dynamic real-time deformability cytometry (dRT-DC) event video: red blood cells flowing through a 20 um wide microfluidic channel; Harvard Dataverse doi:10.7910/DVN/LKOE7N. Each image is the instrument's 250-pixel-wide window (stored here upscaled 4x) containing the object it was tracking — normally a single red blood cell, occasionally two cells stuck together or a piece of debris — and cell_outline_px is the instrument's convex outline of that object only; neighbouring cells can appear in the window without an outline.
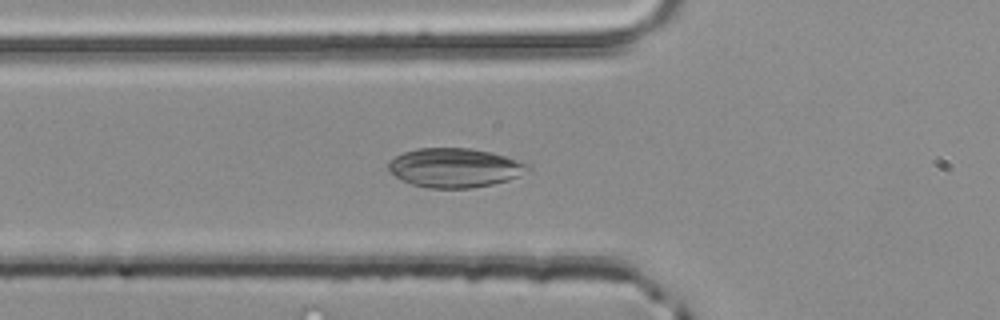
{"species": "common noctule bat (a hibernating species)", "species_latin": "Nyctalus noctula", "temperature_condition": "room temperature", "stored_images_in_passage": 13, "camera_frame_rate_fps": 3000, "um_per_image_px": 0.085, "animal": {"sex": "male", "body_mass_g": 20.4}, "frame": {"image": 1, "passage_image": 3, "time_ms": 0.667, "image_size_px": [1000, 320], "cell_outline_px": [[532, 168], [508, 180], [492, 184], [472, 188], [428, 188], [412, 184], [388, 172], [388, 160], [404, 152], [416, 148], [468, 148], [492, 152], [532, 164]], "centroid_in_image_um": [38.65, 14.25], "position_along_channel_um": 87.1, "area_um2": 31.91}}
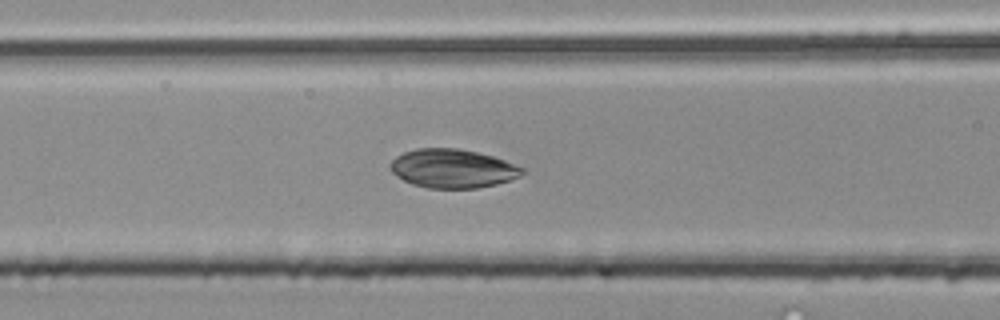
{"frame": {"image": 2, "passage_image": 6, "time_ms": 1.667, "image_size_px": [1000, 320], "cell_outline_px": [[524, 172], [520, 176], [496, 184], [476, 188], [428, 188], [412, 184], [396, 176], [388, 168], [388, 164], [396, 156], [404, 152], [416, 148], [456, 148], [476, 152], [492, 156], [504, 160], [524, 168]], "centroid_in_image_um": [38.42, 14.32], "position_along_channel_um": 128.2, "area_um2": 29.77}}
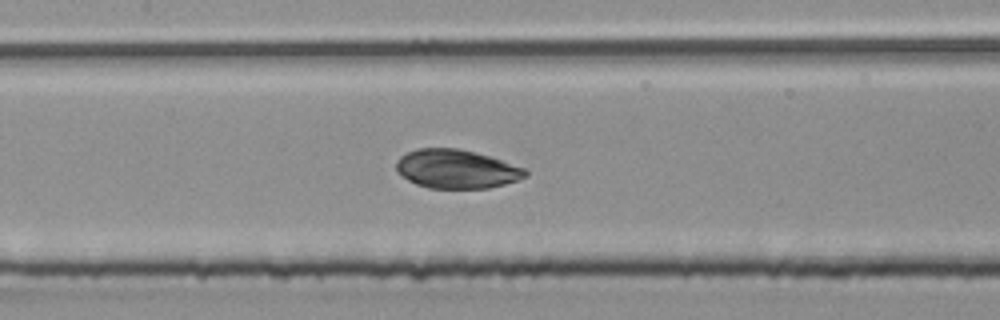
{"frame": {"image": 3, "passage_image": 9, "time_ms": 2.667, "image_size_px": [1000, 320], "cell_outline_px": [[528, 176], [504, 184], [488, 188], [428, 188], [416, 184], [400, 176], [396, 172], [396, 160], [400, 156], [416, 148], [460, 148], [476, 152], [524, 168], [528, 172]], "centroid_in_image_um": [38.75, 14.36], "position_along_channel_um": 168.7, "area_um2": 29.25}}